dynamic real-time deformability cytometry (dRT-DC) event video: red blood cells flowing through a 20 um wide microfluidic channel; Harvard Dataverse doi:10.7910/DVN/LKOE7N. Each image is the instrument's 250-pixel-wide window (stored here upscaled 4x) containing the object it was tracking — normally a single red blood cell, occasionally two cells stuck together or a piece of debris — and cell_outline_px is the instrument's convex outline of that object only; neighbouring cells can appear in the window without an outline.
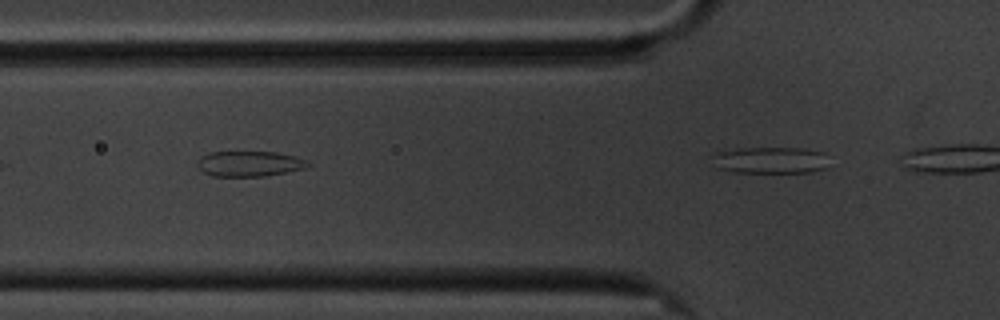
{"species": "common noctule bat (a hibernating species)", "species_latin": "Nyctalus noctula", "temperature_condition": "cold", "stored_images_in_passage": 10, "camera_frame_rate_fps": 3000, "um_per_image_px": 0.085, "animal": {"sex": "male", "body_mass_g": 20.1, "forearm_length_mm": 53.5}, "frame": {"image": 1, "passage_image": 6, "time_ms": 1.667, "image_size_px": [1000, 320], "cell_outline_px": [[312, 164], [304, 168], [264, 176], [212, 176], [204, 172], [196, 164], [196, 160], [200, 156], [208, 152], [276, 152], [296, 156], [308, 160]], "centroid_in_image_um": [21.18, 13.9], "position_along_channel_um": 104.6, "area_um2": 16.42}}